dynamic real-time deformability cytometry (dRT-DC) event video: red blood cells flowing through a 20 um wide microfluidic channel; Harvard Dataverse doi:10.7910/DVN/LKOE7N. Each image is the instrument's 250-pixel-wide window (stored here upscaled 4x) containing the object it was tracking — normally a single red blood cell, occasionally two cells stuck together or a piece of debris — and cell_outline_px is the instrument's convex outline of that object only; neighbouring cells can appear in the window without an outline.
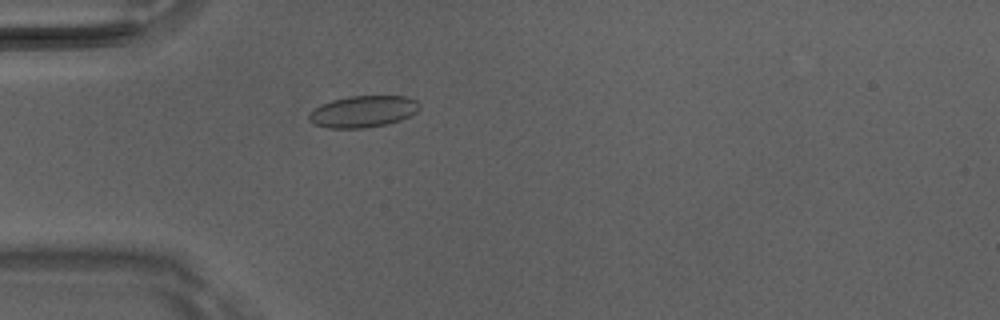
{"species": "Egyptian fruit bat (a non-hibernating species)", "species_latin": "Rousettus aegyptiacus", "temperature_condition": "room temperature", "stored_images_in_passage": 3, "camera_frame_rate_fps": 3000, "um_per_image_px": 0.085, "animal": {"sex": "male"}, "frame": {"image": 1, "passage_image": 3, "time_ms": 0.667, "image_size_px": [1000, 320], "cell_outline_px": [[420, 108], [416, 112], [400, 120], [388, 124], [364, 128], [328, 128], [312, 124], [308, 120], [308, 116], [320, 104], [332, 100], [348, 96], [408, 96], [416, 100], [420, 104]], "centroid_in_image_um": [30.86, 9.48], "position_along_channel_um": 54.1, "area_um2": 20.46}}